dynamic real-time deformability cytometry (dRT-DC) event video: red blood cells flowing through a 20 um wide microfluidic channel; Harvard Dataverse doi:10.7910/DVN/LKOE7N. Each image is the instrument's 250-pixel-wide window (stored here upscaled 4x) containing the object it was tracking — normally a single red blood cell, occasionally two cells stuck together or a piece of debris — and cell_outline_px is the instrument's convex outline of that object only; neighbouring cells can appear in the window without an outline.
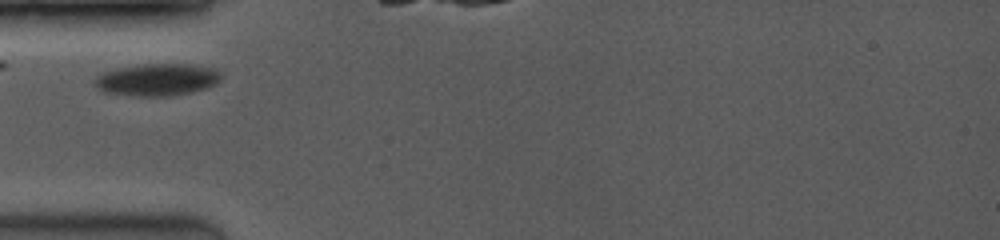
{"species": "common noctule bat (a hibernating species)", "species_latin": "Nyctalus noctula", "temperature_condition": "room temperature", "stored_images_in_passage": 10, "camera_frame_rate_fps": 3500, "um_per_image_px": 0.085, "animal": {"sex": "female", "body_mass_g": 19.0, "forearm_length_mm": 53.3}, "frame": {"image": 1, "passage_image": 2, "time_ms": 0.857, "image_size_px": [1000, 240], "cell_outline_px": [[220, 80], [216, 84], [192, 92], [168, 96], [136, 96], [104, 92], [92, 84], [96, 76], [104, 72], [116, 68], [144, 64], [196, 64], [216, 68], [220, 72]], "centroid_in_image_um": [13.36, 6.76], "position_along_channel_um": 71.6, "area_um2": 23.87}}